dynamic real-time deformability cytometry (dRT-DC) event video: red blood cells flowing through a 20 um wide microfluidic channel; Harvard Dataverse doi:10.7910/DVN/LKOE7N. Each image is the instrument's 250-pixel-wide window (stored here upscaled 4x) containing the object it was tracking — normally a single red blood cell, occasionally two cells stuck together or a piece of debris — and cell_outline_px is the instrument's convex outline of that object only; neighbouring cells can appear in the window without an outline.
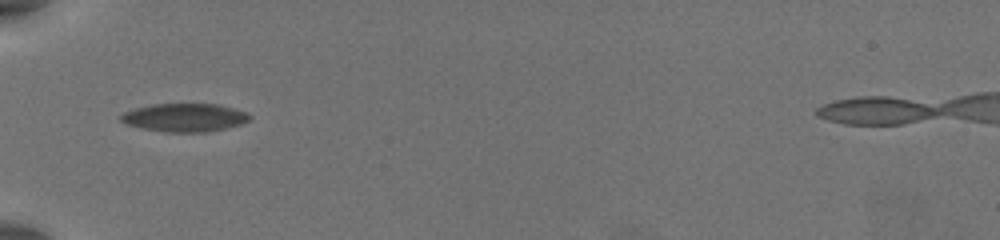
{"species": "common noctule bat (a hibernating species)", "species_latin": "Nyctalus noctula", "temperature_condition": "warm", "stored_images_in_passage": 33, "camera_frame_rate_fps": 3000, "um_per_image_px": 0.085, "animal": {"sex": "female", "body_mass_g": 19.5, "forearm_length_mm": 54.1}, "frame": {"image": 1, "passage_image": 1, "time_ms": 0.0, "image_size_px": [1000, 240], "cell_outline_px": [[252, 116], [248, 120], [240, 124], [208, 132], [164, 132], [140, 128], [128, 124], [120, 120], [120, 116], [124, 112], [136, 108], [156, 104], [216, 104], [232, 108], [244, 112]], "centroid_in_image_um": [15.67, 10.0], "position_along_channel_um": 69.3, "area_um2": 20.92}}
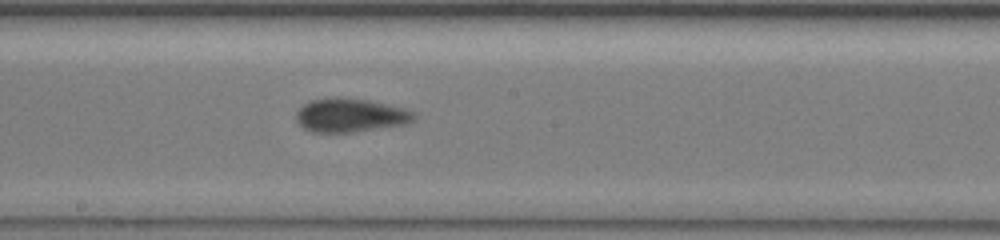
{"frame": {"image": 2, "passage_image": 13, "time_ms": 4.0, "image_size_px": [1000, 240], "cell_outline_px": [[416, 116], [412, 120], [404, 124], [352, 132], [312, 132], [304, 128], [296, 120], [296, 112], [308, 100], [336, 96], [368, 100], [404, 108], [412, 112]], "centroid_in_image_um": [29.72, 9.78], "position_along_channel_um": 218.5, "area_um2": 23.0}}
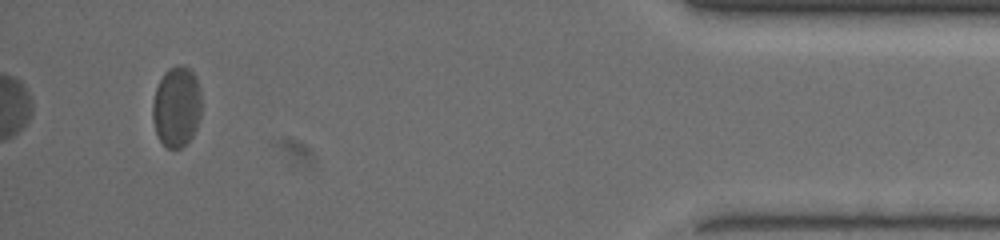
{"frame": {"image": 3, "passage_image": 33, "time_ms": 10.667, "image_size_px": [1000, 240], "cell_outline_px": [[200, 120], [192, 136], [180, 148], [168, 148], [160, 140], [156, 132], [152, 120], [152, 104], [156, 88], [164, 72], [168, 68], [176, 64], [180, 64], [188, 68], [192, 72], [200, 88]], "centroid_in_image_um": [14.99, 9.05], "position_along_channel_um": 420.2, "area_um2": 22.89}, "authors_computed_cell_mechanics": {"area_um2": 22.1374, "velocity_mm_per_s": 3.8551, "shape_relaxation_time_tau1_ms": 5.5225, "shape_relaxation_time_tau2_ms": 1.0755, "deformation_change_tau1": 0.1391, "deformation_change_tau2": 0.0733}}